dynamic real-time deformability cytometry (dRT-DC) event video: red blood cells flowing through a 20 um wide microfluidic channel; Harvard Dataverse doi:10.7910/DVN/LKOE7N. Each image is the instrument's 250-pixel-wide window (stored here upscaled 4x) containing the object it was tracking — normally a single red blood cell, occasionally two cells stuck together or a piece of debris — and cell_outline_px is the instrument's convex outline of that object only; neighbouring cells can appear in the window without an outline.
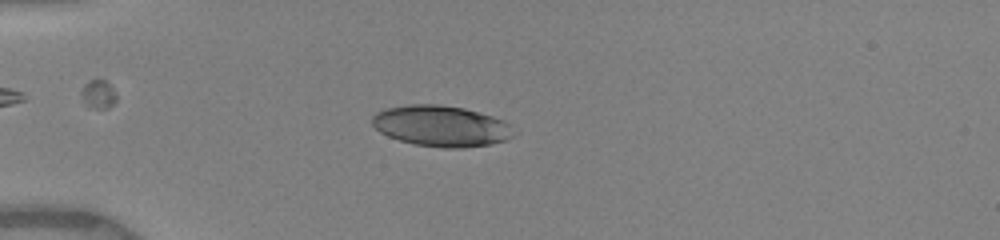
{"species": "human", "species_latin": "Homo sapiens", "temperature_condition": "warm", "stored_images_in_passage": 40, "camera_frame_rate_fps": 3000, "um_per_image_px": 0.085, "donor": {"sex": "female"}, "frame": {"image": 1, "passage_image": 1, "time_ms": 0.0, "image_size_px": [1000, 240], "cell_outline_px": [[512, 136], [508, 140], [488, 144], [460, 148], [444, 148], [416, 144], [400, 140], [388, 136], [380, 132], [372, 124], [372, 116], [376, 112], [384, 108], [408, 104], [440, 104], [464, 108], [492, 116], [504, 120], [508, 124]], "centroid_in_image_um": [37.45, 10.7], "position_along_channel_um": 47.6, "area_um2": 33.58}}
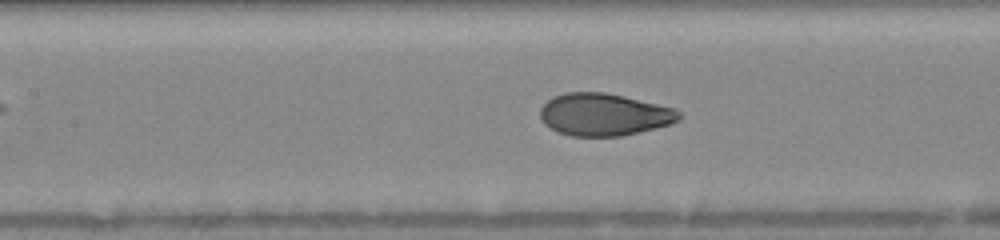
{"frame": {"image": 2, "passage_image": 12, "time_ms": 3.333, "image_size_px": [1000, 240], "cell_outline_px": [[680, 120], [672, 124], [656, 128], [620, 136], [572, 136], [556, 132], [544, 124], [540, 120], [540, 108], [552, 96], [564, 92], [604, 92], [624, 96], [676, 108], [680, 112]], "centroid_in_image_um": [51.33, 9.73], "position_along_channel_um": 156.1, "area_um2": 34.56}}
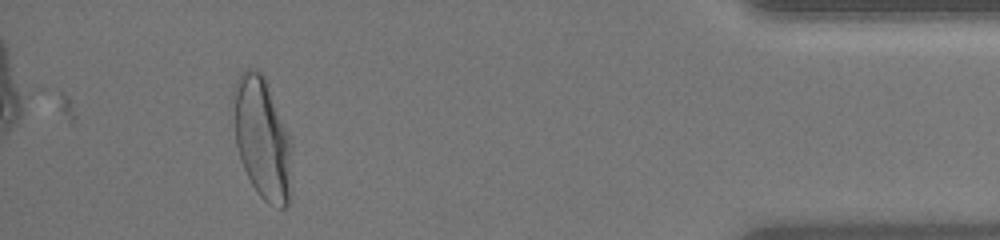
{"frame": {"image": 3, "passage_image": 35, "time_ms": 11.0, "image_size_px": [1000, 240], "cell_outline_px": [[288, 204], [284, 208], [280, 208], [268, 204], [256, 192], [240, 160], [236, 144], [232, 100], [232, 92], [236, 80], [244, 68], [256, 68], [264, 76], [288, 132]], "centroid_in_image_um": [22.2, 11.67], "position_along_channel_um": 413.0, "area_um2": 40.4}, "authors_computed_cell_mechanics": {"area_um2": 34.9112, "velocity_mm_per_s": 3.9843, "shape_relaxation_time_tau1_ms": 4.0602, "shape_relaxation_time_tau2_ms": null, "deformation_change_tau1": 0.1998, "deformation_change_tau2": null}}